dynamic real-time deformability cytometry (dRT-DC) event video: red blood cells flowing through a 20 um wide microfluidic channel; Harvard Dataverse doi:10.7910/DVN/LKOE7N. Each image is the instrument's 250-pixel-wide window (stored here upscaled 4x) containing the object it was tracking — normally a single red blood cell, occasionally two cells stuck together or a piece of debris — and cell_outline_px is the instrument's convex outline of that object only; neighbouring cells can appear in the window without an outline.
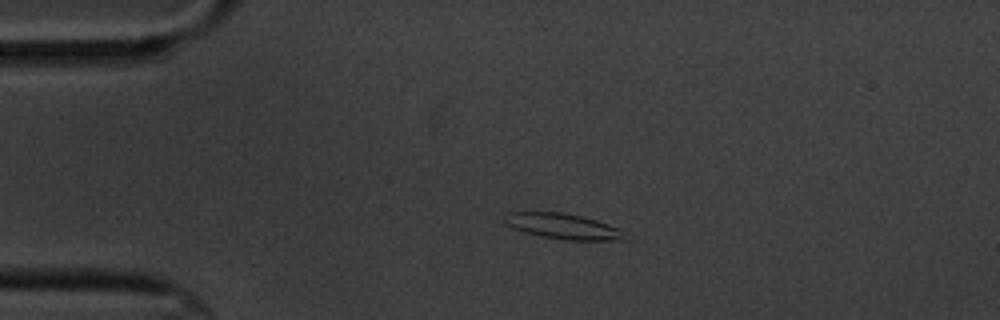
{"species": "common noctule bat (a hibernating species)", "species_latin": "Nyctalus noctula", "temperature_condition": "cold", "stored_images_in_passage": 47, "camera_frame_rate_fps": 3000, "um_per_image_px": 0.085, "animal": {"sex": "male", "body_mass_g": 20.1, "forearm_length_mm": 53.5}, "frame": {"image": 1, "passage_image": 2, "time_ms": 0.333, "image_size_px": [1000, 320], "cell_outline_px": [[628, 240], [564, 240], [540, 236], [524, 232], [512, 228], [504, 224], [504, 212], [564, 212], [584, 216], [620, 228]], "centroid_in_image_um": [47.83, 19.23], "position_along_channel_um": 37.2, "area_um2": 18.21}}
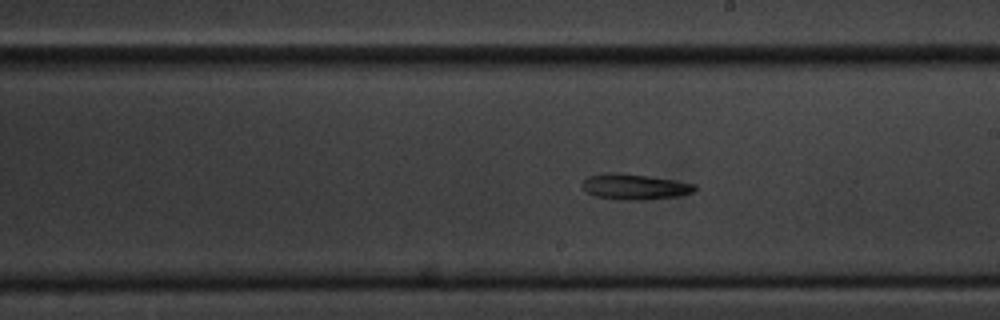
{"frame": {"image": 2, "passage_image": 22, "time_ms": 7.0, "image_size_px": [1000, 320], "cell_outline_px": [[696, 188], [692, 192], [676, 196], [648, 200], [620, 200], [596, 196], [588, 192], [584, 188], [584, 180], [588, 176], [608, 172], [648, 176], [676, 180], [696, 184]], "centroid_in_image_um": [53.97, 15.88], "position_along_channel_um": 235.0, "area_um2": 16.59}}
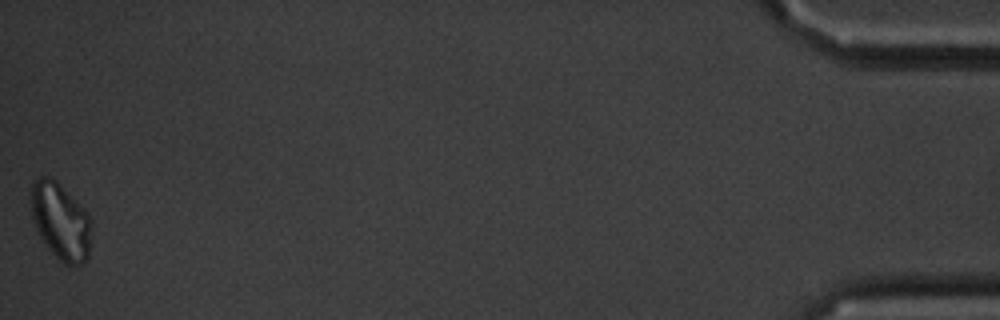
{"frame": {"image": 3, "passage_image": 47, "time_ms": 15.333, "image_size_px": [1000, 320], "cell_outline_px": [[92, 228], [88, 256], [84, 264], [76, 268], [64, 264], [44, 244], [36, 228], [32, 216], [32, 184], [40, 176], [48, 176], [84, 208], [88, 212], [92, 220]], "centroid_in_image_um": [5.2, 18.89], "position_along_channel_um": 430.0, "area_um2": 26.88}}